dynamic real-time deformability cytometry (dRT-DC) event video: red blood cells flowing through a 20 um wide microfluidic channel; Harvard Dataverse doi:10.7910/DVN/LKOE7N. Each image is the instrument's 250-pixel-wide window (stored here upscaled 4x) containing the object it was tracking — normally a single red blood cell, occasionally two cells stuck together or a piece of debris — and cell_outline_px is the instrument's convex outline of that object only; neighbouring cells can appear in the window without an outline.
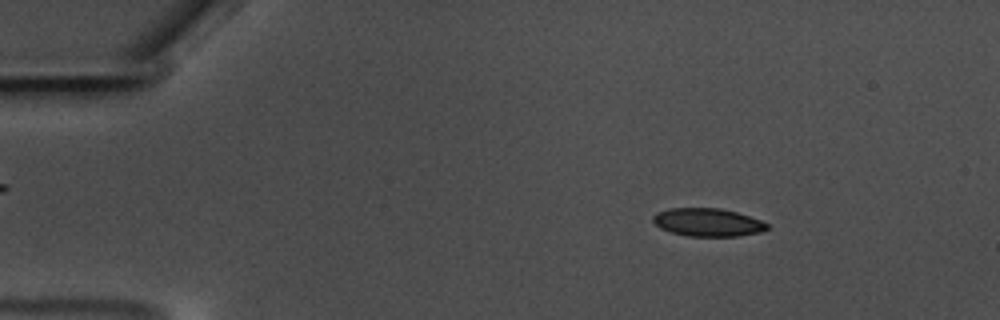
{"species": "common noctule bat (a hibernating species)", "species_latin": "Nyctalus noctula", "temperature_condition": "warm", "stored_images_in_passage": 14, "camera_frame_rate_fps": 3000, "um_per_image_px": 0.085, "animal": {"sex": "male", "body_mass_g": 17.5, "forearm_length_mm": 52.3}, "frame": {"image": 1, "passage_image": 4, "time_ms": 1.0, "image_size_px": [1000, 320], "cell_outline_px": [[768, 228], [760, 232], [736, 236], [688, 236], [672, 232], [660, 228], [652, 220], [652, 216], [656, 212], [668, 208], [720, 208], [736, 212], [760, 220], [768, 224]], "centroid_in_image_um": [60.12, 18.89], "position_along_channel_um": 24.9, "area_um2": 18.55}}